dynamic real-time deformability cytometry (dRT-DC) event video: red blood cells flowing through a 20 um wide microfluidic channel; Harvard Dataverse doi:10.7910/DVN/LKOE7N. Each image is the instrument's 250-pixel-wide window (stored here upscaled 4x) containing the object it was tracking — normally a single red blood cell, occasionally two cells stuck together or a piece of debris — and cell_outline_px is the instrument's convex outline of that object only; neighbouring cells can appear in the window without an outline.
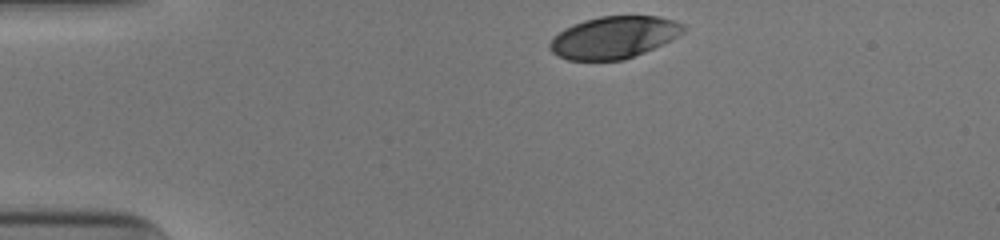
{"species": "human", "species_latin": "Homo sapiens", "temperature_condition": "cold", "stored_images_in_passage": 33, "camera_frame_rate_fps": 3000, "um_per_image_px": 0.085, "donor": {"sex": "male"}, "frame": {"image": 1, "passage_image": 1, "time_ms": 0.0, "image_size_px": [1000, 240], "cell_outline_px": [[688, 28], [684, 32], [672, 40], [644, 52], [624, 60], [568, 60], [556, 56], [548, 48], [548, 44], [564, 28], [572, 24], [584, 20], [600, 16], [660, 16], [676, 20], [684, 24]], "centroid_in_image_um": [52.21, 3.17], "position_along_channel_um": 32.8, "area_um2": 33.0}}
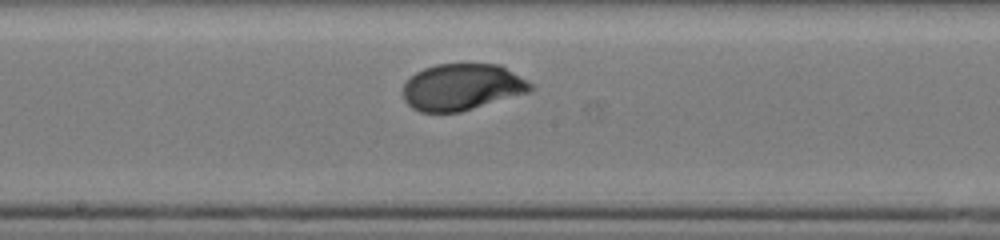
{"frame": {"image": 2, "passage_image": 19, "time_ms": 6.0, "image_size_px": [1000, 240], "cell_outline_px": [[532, 88], [528, 92], [460, 112], [420, 112], [412, 108], [404, 100], [404, 84], [416, 72], [424, 68], [436, 64], [500, 64], [532, 84]], "centroid_in_image_um": [39.24, 7.4], "position_along_channel_um": 209.0, "area_um2": 34.22}}
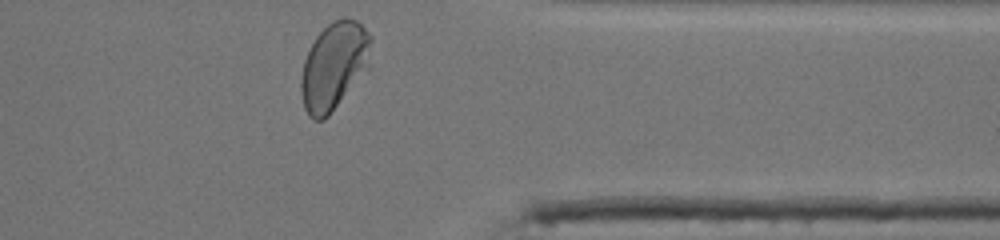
{"frame": {"image": 3, "passage_image": 33, "time_ms": 10.667, "image_size_px": [1000, 240], "cell_outline_px": [[372, 68], [328, 116], [324, 120], [312, 120], [308, 116], [304, 108], [300, 92], [300, 76], [304, 60], [308, 48], [316, 36], [332, 20], [344, 16], [356, 20], [372, 36]], "centroid_in_image_um": [28.43, 5.61], "position_along_channel_um": 383.0, "area_um2": 37.05}, "authors_computed_cell_mechanics": {"area_um2": 34.4488, "velocity_mm_per_s": 3.8991, "shape_relaxation_time_tau1_ms": 2.297, "shape_relaxation_time_tau2_ms": null, "deformation_change_tau1": 0.1507, "deformation_change_tau2": null}}